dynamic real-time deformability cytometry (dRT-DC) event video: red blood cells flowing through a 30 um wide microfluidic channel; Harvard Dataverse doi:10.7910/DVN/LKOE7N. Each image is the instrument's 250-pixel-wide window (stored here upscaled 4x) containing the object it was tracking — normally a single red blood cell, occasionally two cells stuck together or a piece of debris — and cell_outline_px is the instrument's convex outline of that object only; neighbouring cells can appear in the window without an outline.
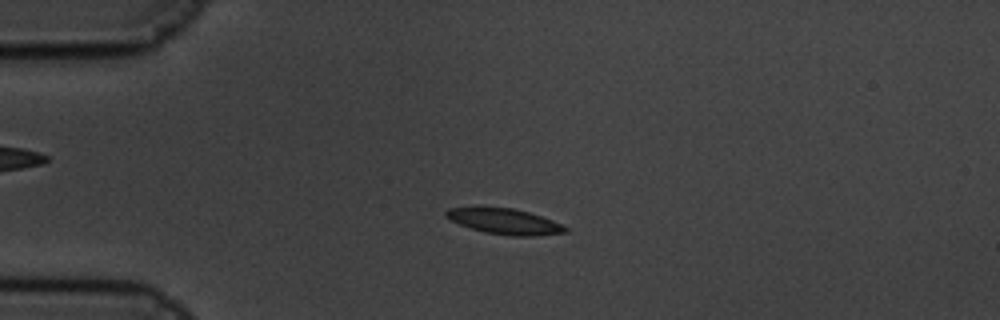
{"species": "common noctule bat (a hibernating species)", "species_latin": "Nyctalus noctula", "temperature_condition": "cold", "stored_images_in_passage": 61, "camera_frame_rate_fps": 3000, "um_per_image_px": 0.085, "animal": {"sex": "male", "body_mass_g": 19.5, "forearm_length_mm": 54.6}, "frame": {"image": 1, "passage_image": 15, "time_ms": 4.667, "image_size_px": [1000, 320], "cell_outline_px": [[568, 232], [532, 236], [512, 236], [484, 232], [460, 224], [444, 216], [444, 212], [448, 208], [512, 208], [528, 212], [552, 220], [568, 228]], "centroid_in_image_um": [42.91, 18.83], "position_along_channel_um": 42.1, "area_um2": 17.4}}
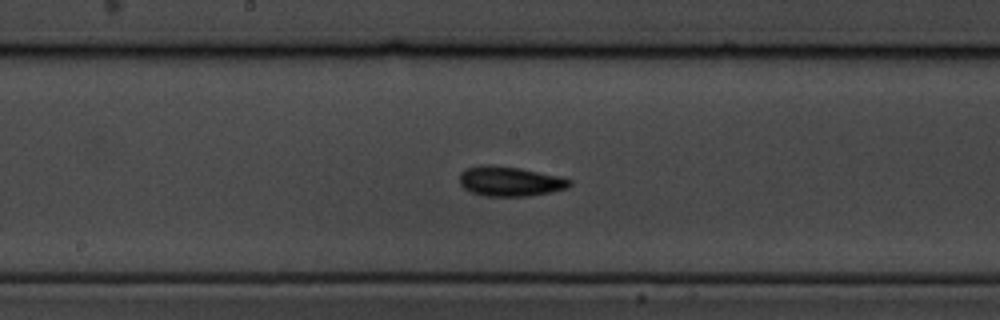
{"frame": {"image": 2, "passage_image": 32, "time_ms": 10.333, "image_size_px": [1000, 320], "cell_outline_px": [[572, 184], [568, 188], [552, 192], [528, 196], [484, 196], [472, 192], [464, 188], [460, 184], [460, 172], [464, 168], [488, 164], [520, 168], [560, 176], [572, 180]], "centroid_in_image_um": [43.36, 15.41], "position_along_channel_um": 204.8, "area_um2": 19.25}}
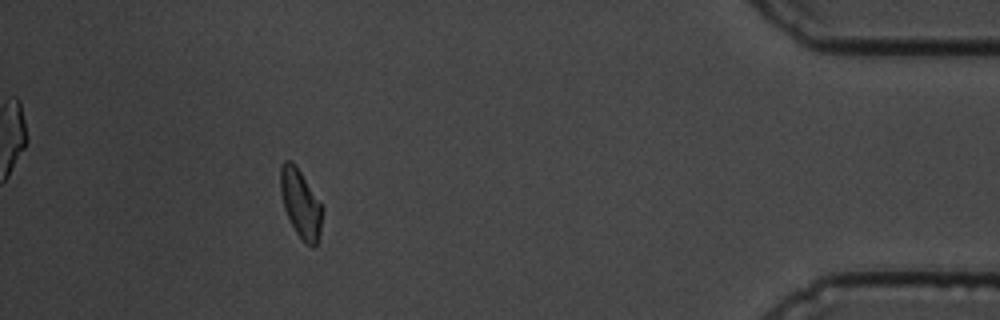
{"frame": {"image": 3, "passage_image": 55, "time_ms": 18.0, "image_size_px": [1000, 320], "cell_outline_px": [[324, 208], [320, 232], [316, 244], [312, 248], [304, 244], [296, 232], [284, 208], [280, 192], [280, 168], [284, 160], [292, 160], [296, 164]], "centroid_in_image_um": [25.56, 17.3], "position_along_channel_um": 409.6, "area_um2": 16.88}, "authors_computed_cell_mechanics": {"area_um2": 17.3978, "velocity_mm_per_s": 3.3422, "shape_relaxation_time_tau1_ms": 2.5385, "shape_relaxation_time_tau2_ms": 5.0084, "deformation_change_tau1": 0.0929, "deformation_change_tau2": 0.0854}}